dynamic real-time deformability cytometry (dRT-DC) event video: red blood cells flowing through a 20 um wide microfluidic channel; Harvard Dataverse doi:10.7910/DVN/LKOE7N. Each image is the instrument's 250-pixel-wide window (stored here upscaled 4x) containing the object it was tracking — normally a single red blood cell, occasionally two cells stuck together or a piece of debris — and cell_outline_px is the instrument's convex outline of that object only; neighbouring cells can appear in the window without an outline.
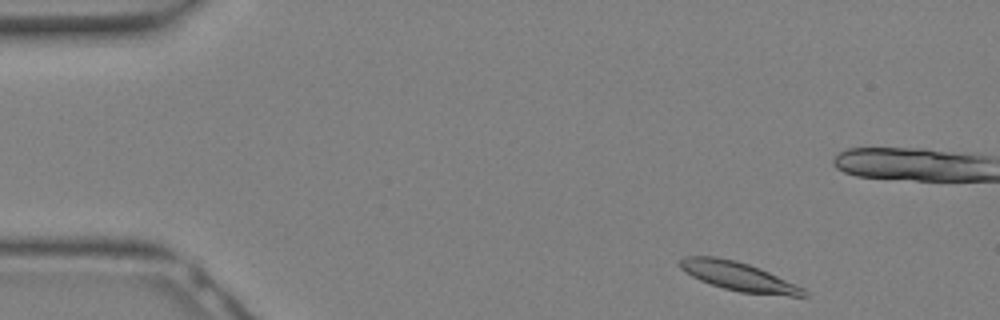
{"species": "Egyptian fruit bat (a non-hibernating species)", "species_latin": "Rousettus aegyptiacus", "temperature_condition": "warm", "stored_images_in_passage": 19, "segment_of_instrument_passage": [1, 2], "camera_frame_rate_fps": 3000, "um_per_image_px": 0.085, "animal": {"sex": "female"}, "frame": {"image": 1, "passage_image": 1, "time_ms": 0.0, "image_size_px": [1000, 320], "cell_outline_px": [[808, 296], [788, 296], [740, 292], [724, 288], [700, 280], [684, 272], [680, 268], [680, 260], [684, 256], [716, 256], [736, 260], [760, 268], [796, 284], [804, 288], [808, 292]], "centroid_in_image_um": [62.79, 23.49], "position_along_channel_um": 22.2, "area_um2": 20.81}}
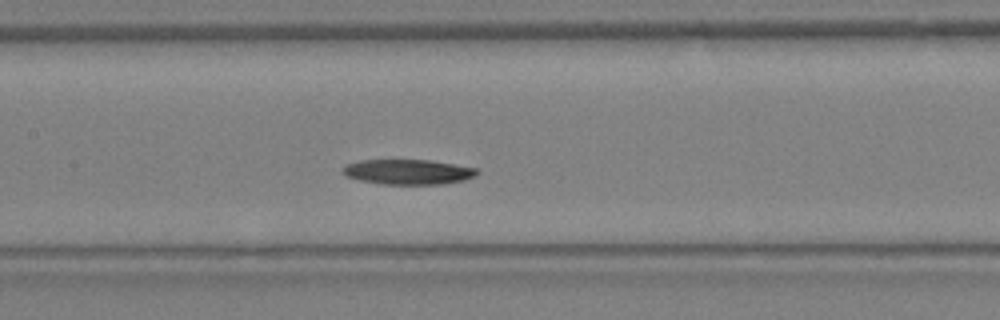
{"frame": {"image": 2, "passage_image": 12, "time_ms": 3.667, "image_size_px": [1000, 320], "cell_outline_px": [[480, 172], [476, 176], [464, 180], [444, 184], [380, 184], [360, 180], [348, 176], [344, 172], [344, 168], [348, 164], [360, 160], [428, 160], [480, 168]], "centroid_in_image_um": [34.78, 14.61], "position_along_channel_um": 172.6, "area_um2": 19.54}}
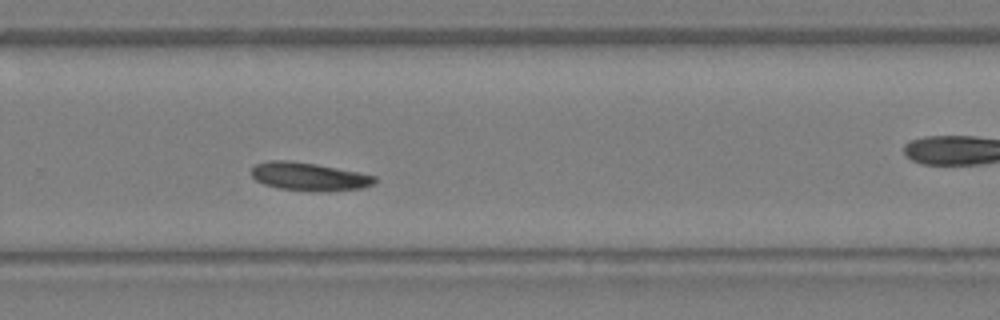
{"frame": {"image": 3, "passage_image": 18, "time_ms": 5.667, "image_size_px": [1000, 320], "cell_outline_px": [[376, 180], [372, 184], [364, 188], [328, 192], [324, 192], [280, 188], [264, 184], [256, 180], [252, 176], [252, 168], [256, 164], [268, 160], [288, 160], [316, 164], [360, 172], [376, 176]], "centroid_in_image_um": [26.3, 15.01], "position_along_channel_um": 303.5, "area_um2": 20.29}}